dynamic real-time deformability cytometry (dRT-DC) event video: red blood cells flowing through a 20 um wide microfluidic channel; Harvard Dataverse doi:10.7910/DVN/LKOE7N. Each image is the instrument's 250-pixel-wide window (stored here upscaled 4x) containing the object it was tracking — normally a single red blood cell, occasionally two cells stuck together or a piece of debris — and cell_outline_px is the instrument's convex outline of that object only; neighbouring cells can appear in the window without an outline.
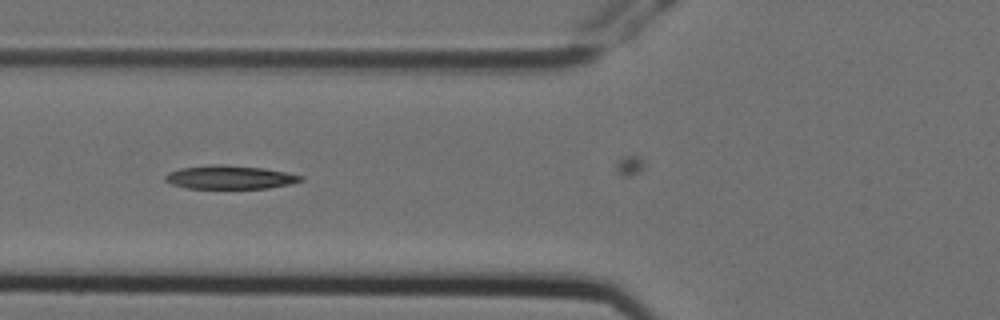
{"species": "Egyptian fruit bat (a non-hibernating species)", "species_latin": "Rousettus aegyptiacus", "temperature_condition": "cold", "stored_images_in_passage": 8, "camera_frame_rate_fps": 3000, "um_per_image_px": 0.085, "animal": {"sex": "female"}, "frame": {"image": 1, "passage_image": 4, "time_ms": 1.0, "image_size_px": [1000, 320], "cell_outline_px": [[304, 180], [288, 184], [268, 188], [188, 188], [172, 184], [164, 180], [164, 176], [168, 172], [180, 168], [208, 164], [228, 164], [264, 168], [304, 176]], "centroid_in_image_um": [19.51, 15.05], "position_along_channel_um": 106.3, "area_um2": 18.67}}
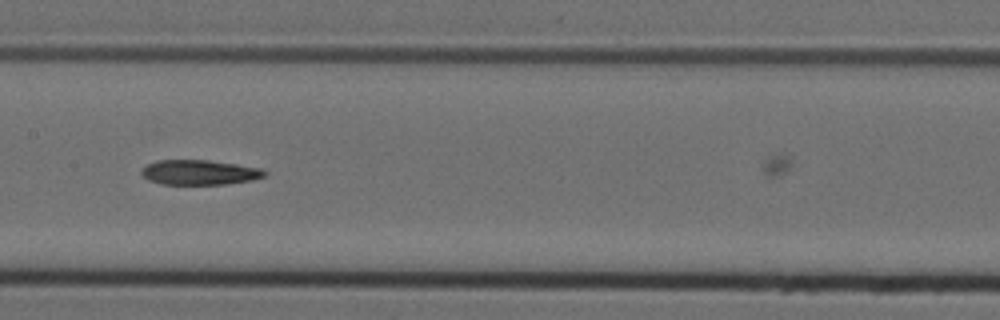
{"frame": {"image": 2, "passage_image": 6, "time_ms": 1.667, "image_size_px": [1000, 320], "cell_outline_px": [[268, 172], [264, 176], [252, 180], [224, 184], [160, 184], [148, 180], [140, 172], [148, 164], [156, 160], [208, 160], [264, 168]], "centroid_in_image_um": [16.98, 14.65], "position_along_channel_um": 190.4, "area_um2": 17.86}}
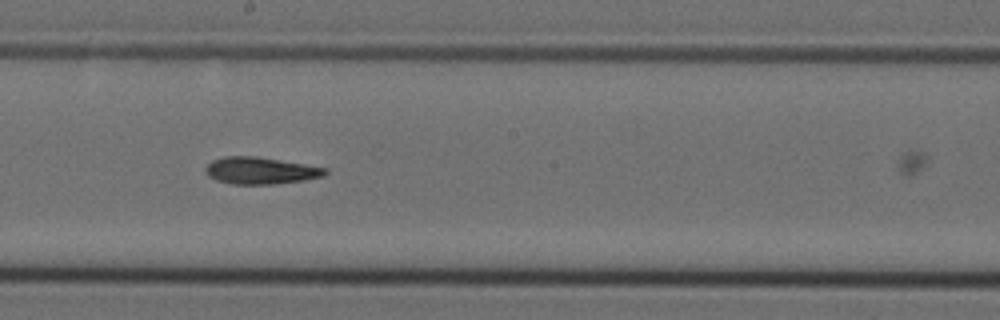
{"frame": {"image": 3, "passage_image": 7, "time_ms": 2.0, "image_size_px": [1000, 320], "cell_outline_px": [[328, 172], [324, 176], [304, 180], [272, 184], [232, 184], [216, 180], [208, 176], [204, 172], [204, 168], [212, 160], [224, 156], [256, 156], [328, 168]], "centroid_in_image_um": [22.12, 14.5], "position_along_channel_um": 226.1, "area_um2": 18.84}}